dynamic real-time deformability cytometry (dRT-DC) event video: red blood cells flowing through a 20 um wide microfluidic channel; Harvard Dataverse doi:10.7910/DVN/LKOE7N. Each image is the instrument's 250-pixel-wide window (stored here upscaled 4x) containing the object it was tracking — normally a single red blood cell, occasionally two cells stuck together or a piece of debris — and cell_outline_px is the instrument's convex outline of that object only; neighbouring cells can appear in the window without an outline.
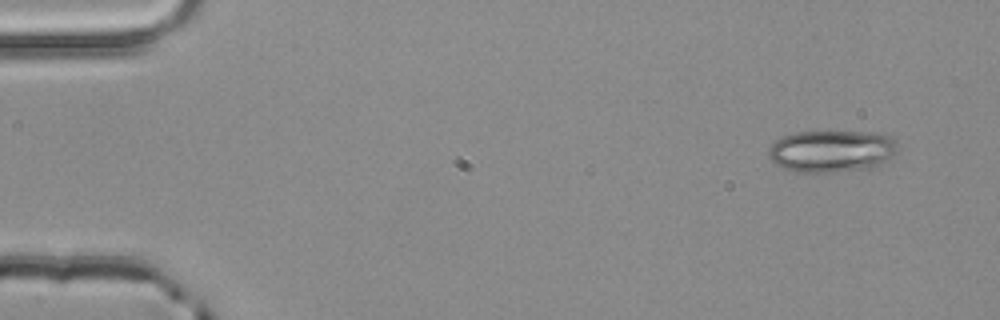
{"species": "common noctule bat (a hibernating species)", "species_latin": "Nyctalus noctula", "temperature_condition": "room temperature", "stored_images_in_passage": 3, "camera_frame_rate_fps": 3000, "um_per_image_px": 0.085, "animal": {"sex": "male", "body_mass_g": 20.4}, "frame": {"image": 1, "passage_image": 1, "time_ms": 0.0, "image_size_px": [1000, 320], "cell_outline_px": [[896, 148], [892, 156], [880, 164], [868, 168], [832, 172], [796, 172], [784, 168], [776, 164], [768, 156], [768, 148], [776, 140], [784, 136], [796, 132], [880, 132], [896, 140]], "centroid_in_image_um": [70.67, 12.84], "position_along_channel_um": 14.3, "area_um2": 31.44}}